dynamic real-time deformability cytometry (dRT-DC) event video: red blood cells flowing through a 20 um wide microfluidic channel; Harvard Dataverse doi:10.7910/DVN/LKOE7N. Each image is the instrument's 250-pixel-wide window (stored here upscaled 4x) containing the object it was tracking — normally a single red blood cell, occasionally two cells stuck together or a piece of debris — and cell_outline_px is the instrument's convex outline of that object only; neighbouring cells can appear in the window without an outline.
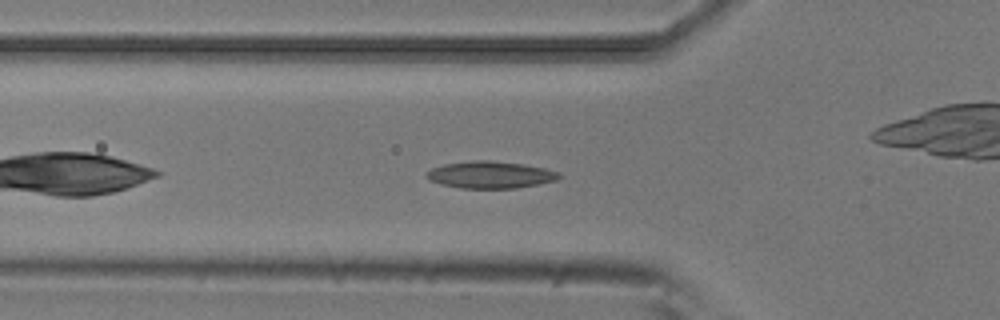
{"species": "common noctule bat (a hibernating species)", "species_latin": "Nyctalus noctula", "temperature_condition": "room temperature", "stored_images_in_passage": 41, "camera_frame_rate_fps": 3000, "um_per_image_px": 0.085, "animal": {"sex": "male", "body_mass_g": 20.5, "forearm_length_mm": 52.5}, "frame": {"image": 1, "passage_image": 5, "time_ms": 1.333, "image_size_px": [1000, 320], "cell_outline_px": [[560, 176], [556, 180], [516, 188], [460, 188], [440, 184], [428, 180], [424, 176], [432, 168], [444, 164], [472, 160], [492, 160], [524, 164], [544, 168], [560, 172]], "centroid_in_image_um": [41.64, 14.85], "position_along_channel_um": 84.2, "area_um2": 20.87}}
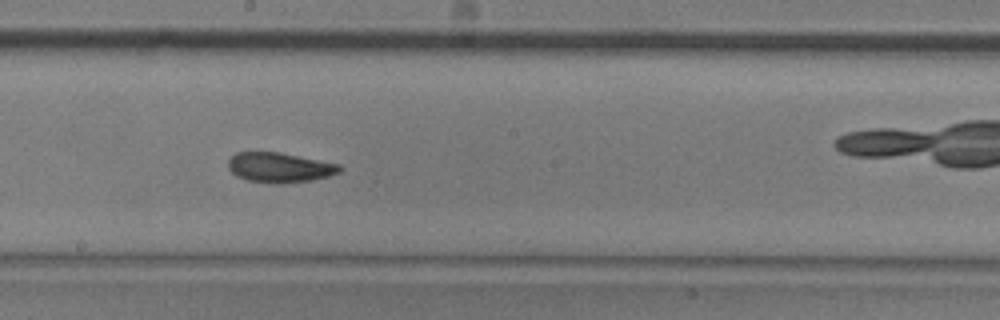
{"frame": {"image": 2, "passage_image": 16, "time_ms": 5.0, "image_size_px": [1000, 320], "cell_outline_px": [[344, 168], [340, 172], [328, 176], [312, 180], [280, 184], [276, 184], [248, 180], [236, 176], [228, 168], [228, 160], [236, 152], [280, 152], [340, 164]], "centroid_in_image_um": [23.78, 14.24], "position_along_channel_um": 224.4, "area_um2": 19.54}}
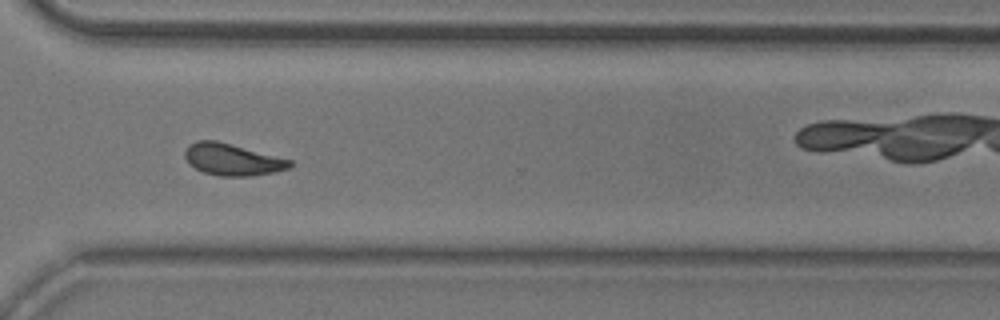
{"frame": {"image": 3, "passage_image": 26, "time_ms": 8.333, "image_size_px": [1000, 320], "cell_outline_px": [[292, 164], [288, 168], [272, 172], [252, 176], [220, 176], [204, 172], [188, 164], [184, 156], [184, 152], [188, 144], [196, 140], [216, 140], [232, 144], [292, 160]], "centroid_in_image_um": [19.7, 13.55], "position_along_channel_um": 350.9, "area_um2": 19.42}, "authors_computed_cell_mechanics": {"area_um2": 19.1896, "velocity_mm_per_s": 3.8046, "shape_relaxation_time_tau1_ms": 10.1762, "shape_relaxation_time_tau2_ms": 2.9193, "deformation_change_tau1": 0.1998, "deformation_change_tau2": 0.0992}}